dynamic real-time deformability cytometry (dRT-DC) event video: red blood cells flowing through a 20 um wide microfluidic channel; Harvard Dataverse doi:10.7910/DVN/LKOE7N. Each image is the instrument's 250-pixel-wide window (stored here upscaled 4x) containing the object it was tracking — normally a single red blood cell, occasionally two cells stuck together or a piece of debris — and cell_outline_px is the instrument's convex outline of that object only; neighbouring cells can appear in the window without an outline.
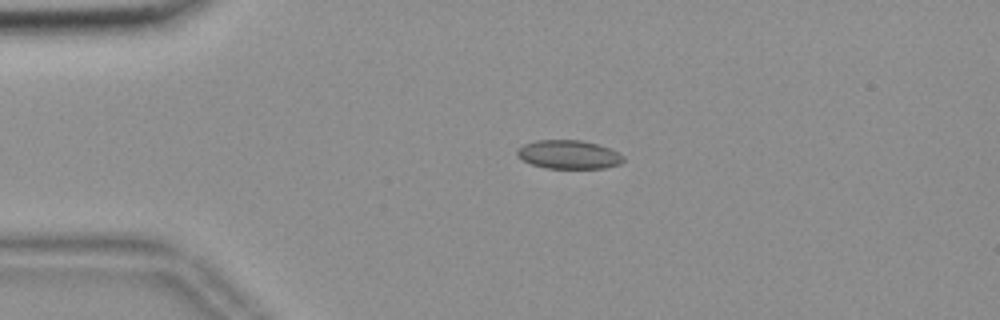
{"species": "common noctule bat (a hibernating species)", "species_latin": "Nyctalus noctula", "temperature_condition": "room temperature", "stored_images_in_passage": 55, "camera_frame_rate_fps": 3000, "um_per_image_px": 0.085, "animal": {"sex": "female", "body_mass_g": 18.4}, "frame": {"image": 1, "passage_image": 12, "time_ms": 3.667, "image_size_px": [1000, 320], "cell_outline_px": [[624, 160], [620, 164], [604, 168], [548, 168], [532, 164], [516, 156], [516, 148], [524, 144], [536, 140], [580, 140], [596, 144], [620, 152], [624, 156]], "centroid_in_image_um": [48.33, 13.13], "position_along_channel_um": 36.7, "area_um2": 17.74}}
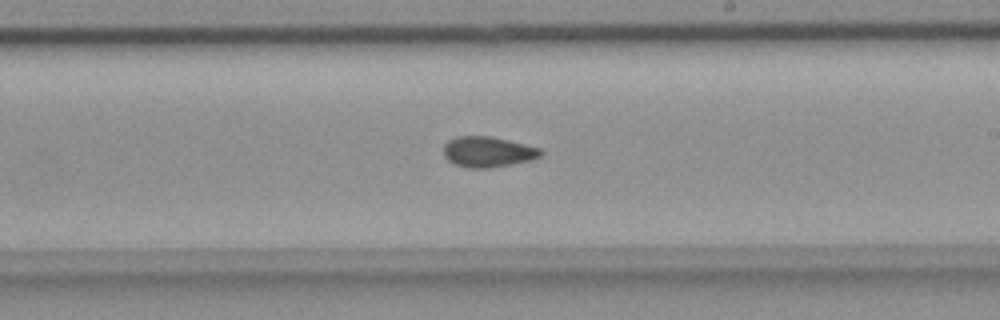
{"frame": {"image": 2, "passage_image": 32, "time_ms": 10.333, "image_size_px": [1000, 320], "cell_outline_px": [[544, 152], [540, 156], [528, 160], [492, 168], [468, 168], [456, 164], [448, 160], [444, 156], [444, 144], [448, 140], [456, 136], [492, 136], [540, 148]], "centroid_in_image_um": [41.44, 12.9], "position_along_channel_um": 247.6, "area_um2": 17.22}}
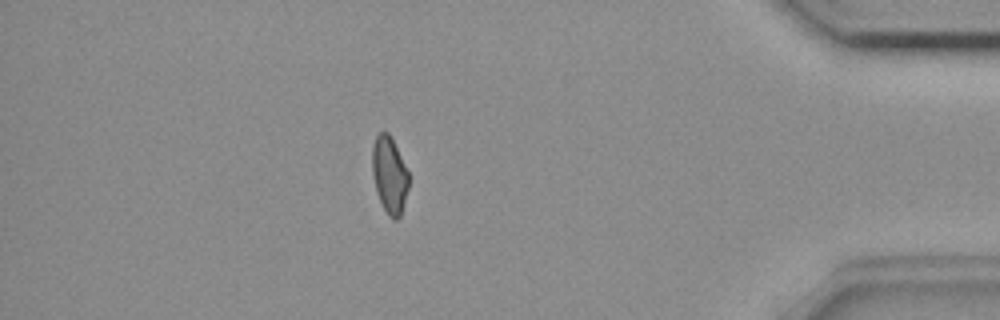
{"frame": {"image": 3, "passage_image": 48, "time_ms": 15.667, "image_size_px": [1000, 320], "cell_outline_px": [[408, 188], [404, 204], [400, 216], [396, 220], [392, 220], [388, 216], [376, 192], [372, 172], [372, 148], [376, 136], [380, 132], [388, 132], [408, 172]], "centroid_in_image_um": [33.09, 14.9], "position_along_channel_um": 402.1, "area_um2": 16.07}, "authors_computed_cell_mechanics": {"area_um2": 17.2244, "velocity_mm_per_s": 3.6821, "shape_relaxation_time_tau1_ms": null, "shape_relaxation_time_tau2_ms": 2.2558, "deformation_change_tau1": null, "deformation_change_tau2": 0.076}}